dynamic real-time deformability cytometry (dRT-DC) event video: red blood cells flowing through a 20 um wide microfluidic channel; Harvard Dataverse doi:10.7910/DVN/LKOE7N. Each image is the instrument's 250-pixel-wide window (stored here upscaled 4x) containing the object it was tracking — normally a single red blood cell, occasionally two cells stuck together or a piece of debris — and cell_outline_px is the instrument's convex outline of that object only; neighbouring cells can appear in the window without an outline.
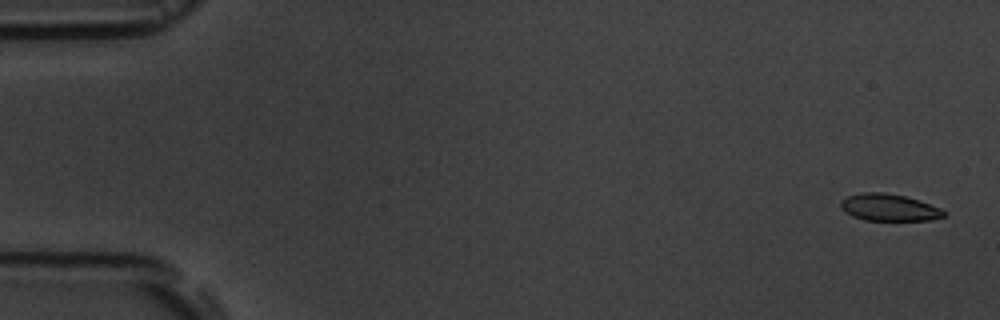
{"species": "common noctule bat (a hibernating species)", "species_latin": "Nyctalus noctula", "temperature_condition": "room temperature", "stored_images_in_passage": 5, "camera_frame_rate_fps": 3000, "um_per_image_px": 0.085, "animal": {"sex": "male", "body_mass_g": 19.5, "forearm_length_mm": 54.6}, "frame": {"image": 1, "passage_image": 1, "time_ms": 0.0, "image_size_px": [1000, 320], "cell_outline_px": [[944, 216], [932, 220], [864, 220], [852, 216], [844, 212], [840, 208], [840, 200], [848, 196], [860, 192], [880, 192], [904, 196], [920, 200], [940, 208], [944, 212]], "centroid_in_image_um": [75.52, 17.63], "position_along_channel_um": 9.5, "area_um2": 16.24}}
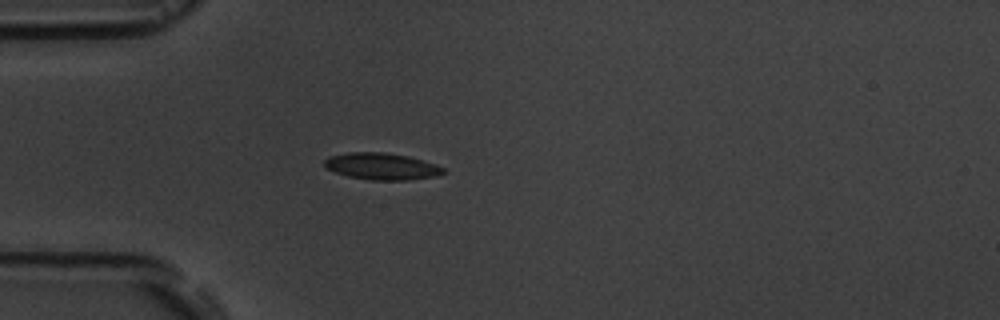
{"frame": {"image": 2, "passage_image": 5, "time_ms": 4.667, "image_size_px": [1000, 320], "cell_outline_px": [[444, 172], [436, 176], [408, 180], [372, 180], [348, 176], [336, 172], [328, 168], [324, 164], [324, 160], [328, 156], [348, 152], [388, 152], [408, 156], [436, 164], [444, 168]], "centroid_in_image_um": [32.44, 14.13], "position_along_channel_um": 52.6, "area_um2": 18.5}}